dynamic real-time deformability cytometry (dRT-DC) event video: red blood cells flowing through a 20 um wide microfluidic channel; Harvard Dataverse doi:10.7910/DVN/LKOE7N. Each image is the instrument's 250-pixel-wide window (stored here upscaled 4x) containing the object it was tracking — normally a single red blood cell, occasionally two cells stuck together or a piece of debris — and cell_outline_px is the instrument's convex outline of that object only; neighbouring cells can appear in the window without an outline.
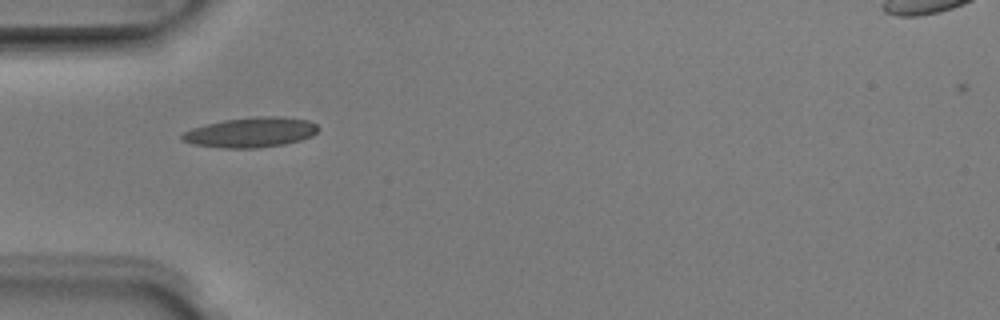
{"species": "Egyptian fruit bat (a non-hibernating species)", "species_latin": "Rousettus aegyptiacus", "temperature_condition": "room temperature", "stored_images_in_passage": 36, "camera_frame_rate_fps": 3000, "um_per_image_px": 0.085, "animal": {"sex": "male"}, "frame": {"image": 1, "passage_image": 1, "time_ms": 0.0, "image_size_px": [1000, 320], "cell_outline_px": [[320, 128], [312, 136], [300, 140], [284, 144], [256, 148], [224, 148], [192, 144], [180, 140], [180, 136], [184, 132], [192, 128], [204, 124], [224, 120], [256, 116], [280, 116], [308, 120], [316, 124]], "centroid_in_image_um": [21.3, 11.24], "position_along_channel_um": 63.7, "area_um2": 23.93}}
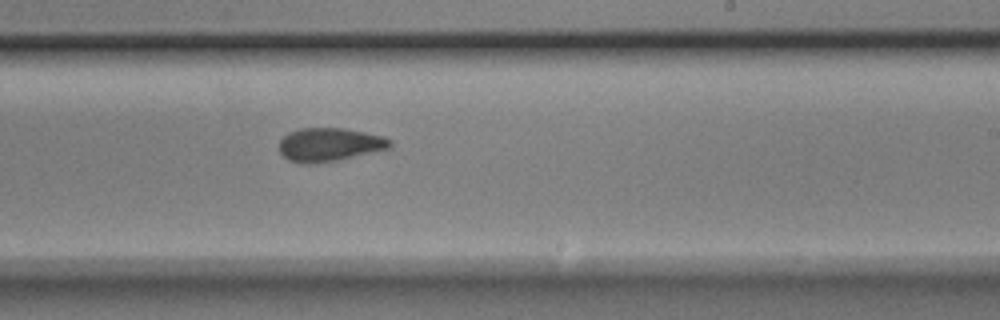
{"frame": {"image": 2, "passage_image": 16, "time_ms": 5.0, "image_size_px": [1000, 320], "cell_outline_px": [[392, 148], [340, 160], [316, 164], [304, 164], [288, 160], [280, 152], [280, 140], [288, 132], [300, 128], [344, 128], [384, 136], [392, 140]], "centroid_in_image_um": [28.04, 12.3], "position_along_channel_um": 261.0, "area_um2": 21.96}}
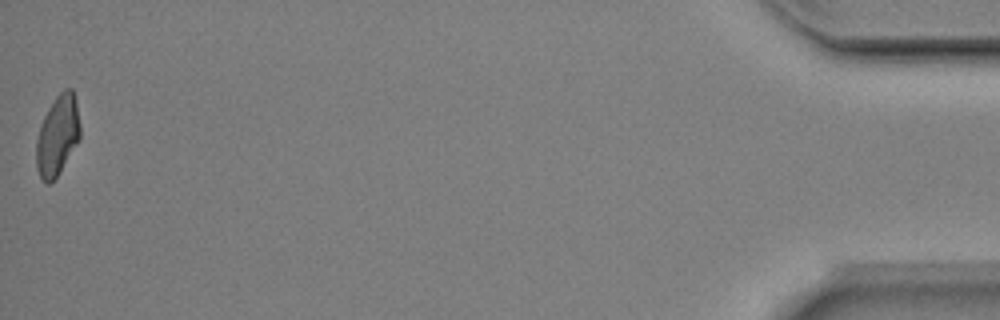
{"frame": {"image": 3, "passage_image": 36, "time_ms": 11.667, "image_size_px": [1000, 320], "cell_outline_px": [[80, 140], [56, 176], [48, 184], [40, 176], [36, 168], [36, 140], [40, 124], [48, 108], [56, 96], [64, 88], [72, 88], [76, 104], [80, 124]], "centroid_in_image_um": [4.88, 11.49], "position_along_channel_um": 430.3, "area_um2": 20.29}, "authors_computed_cell_mechanics": {"area_um2": 21.386, "velocity_mm_per_s": 3.9733, "shape_relaxation_time_tau1_ms": 5.0365, "shape_relaxation_time_tau2_ms": 2.9277, "deformation_change_tau1": 0.1528, "deformation_change_tau2": 0.1004}}